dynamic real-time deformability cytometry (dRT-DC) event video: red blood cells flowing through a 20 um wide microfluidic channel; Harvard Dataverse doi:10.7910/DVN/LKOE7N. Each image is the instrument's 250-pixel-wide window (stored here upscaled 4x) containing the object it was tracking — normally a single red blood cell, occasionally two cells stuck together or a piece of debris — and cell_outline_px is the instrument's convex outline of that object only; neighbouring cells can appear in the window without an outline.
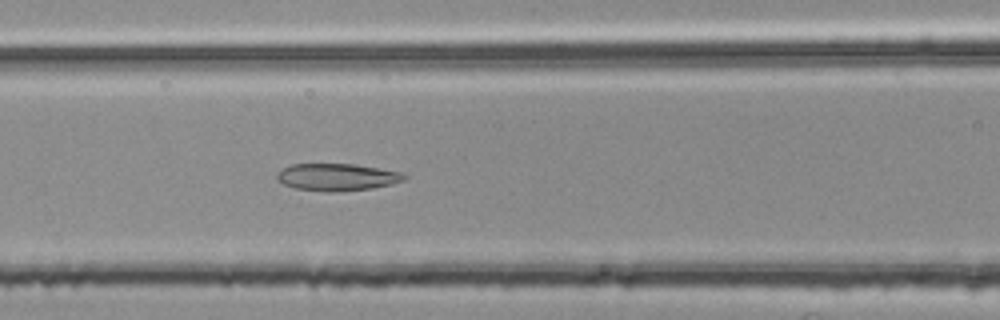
{"species": "common noctule bat (a hibernating species)", "species_latin": "Nyctalus noctula", "temperature_condition": "room temperature", "stored_images_in_passage": 51, "camera_frame_rate_fps": 3000, "um_per_image_px": 0.085, "animal": {"sex": "female", "body_mass_g": 25.1}, "frame": {"image": 1, "passage_image": 21, "time_ms": 6.667, "image_size_px": [1000, 320], "cell_outline_px": [[408, 176], [404, 180], [392, 184], [372, 188], [336, 192], [324, 192], [296, 188], [284, 184], [276, 176], [284, 168], [292, 164], [356, 164], [400, 172]], "centroid_in_image_um": [28.69, 15.06], "position_along_channel_um": 137.9, "area_um2": 20.0}}
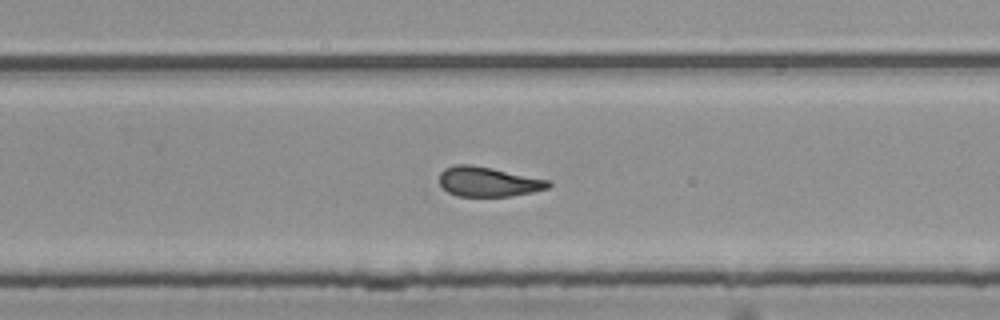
{"frame": {"image": 2, "passage_image": 33, "time_ms": 10.667, "image_size_px": [1000, 320], "cell_outline_px": [[552, 184], [548, 188], [532, 192], [512, 196], [456, 196], [448, 192], [440, 184], [440, 172], [444, 168], [456, 164], [472, 164], [552, 180]], "centroid_in_image_um": [41.52, 15.44], "position_along_channel_um": 288.3, "area_um2": 19.07}}
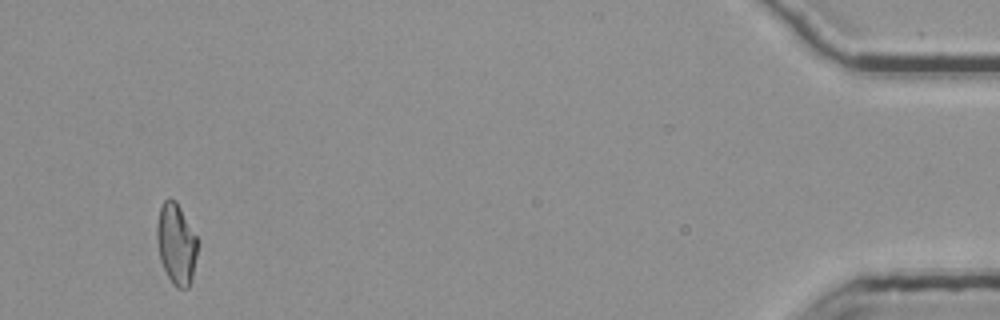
{"frame": {"image": 3, "passage_image": 50, "time_ms": 16.333, "image_size_px": [1000, 320], "cell_outline_px": [[196, 256], [192, 280], [188, 288], [176, 288], [172, 284], [160, 260], [156, 236], [156, 224], [160, 208], [164, 200], [168, 196], [176, 200], [196, 236]], "centroid_in_image_um": [14.96, 20.72], "position_along_channel_um": 420.2, "area_um2": 19.13}, "authors_computed_cell_mechanics": {"area_um2": 19.7676, "velocity_mm_per_s": 3.7771, "shape_relaxation_time_tau1_ms": null, "shape_relaxation_time_tau2_ms": 3.562, "deformation_change_tau1": null, "deformation_change_tau2": 0.1103}}